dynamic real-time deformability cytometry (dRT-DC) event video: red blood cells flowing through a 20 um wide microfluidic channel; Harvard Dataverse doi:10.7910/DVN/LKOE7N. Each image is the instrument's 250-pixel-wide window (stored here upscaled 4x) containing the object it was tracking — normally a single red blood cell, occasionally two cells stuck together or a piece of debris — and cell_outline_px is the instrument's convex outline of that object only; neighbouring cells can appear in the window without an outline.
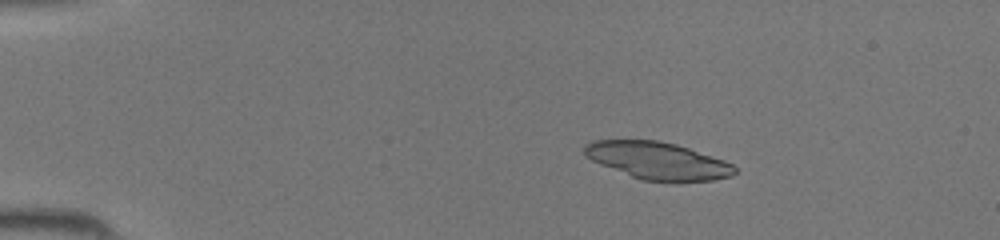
{"species": "common noctule bat (a hibernating species)", "species_latin": "Nyctalus noctula", "temperature_condition": "room temperature", "stored_images_in_passage": 42, "camera_frame_rate_fps": 3000, "um_per_image_px": 0.085, "animal": {"sex": "female", "body_mass_g": 19.5, "forearm_length_mm": 54.1}, "frame": {"image": 1, "passage_image": 6, "time_ms": 1.667, "image_size_px": [1000, 240], "cell_outline_px": [[736, 172], [732, 176], [712, 180], [644, 180], [632, 176], [600, 164], [584, 156], [584, 144], [592, 140], [656, 140], [676, 144], [724, 160], [732, 164], [736, 168]], "centroid_in_image_um": [55.87, 13.63], "position_along_channel_um": 29.1, "area_um2": 32.08}}
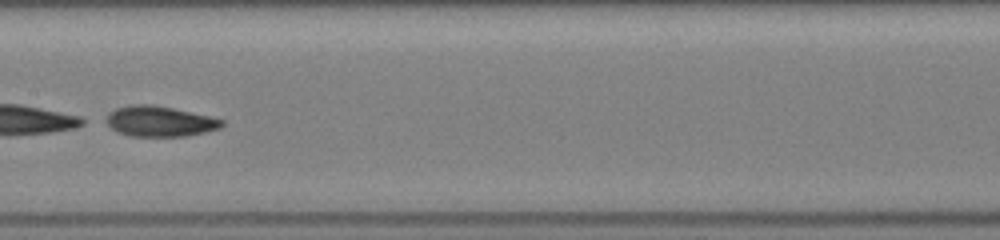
{"frame": {"image": 2, "passage_image": 22, "time_ms": 7.0, "image_size_px": [1000, 240], "cell_outline_px": [[224, 124], [220, 128], [204, 132], [184, 136], [128, 136], [116, 132], [100, 120], [108, 112], [116, 108], [132, 104], [152, 104], [172, 108], [208, 116], [224, 120]], "centroid_in_image_um": [13.45, 10.31], "position_along_channel_um": 193.9, "area_um2": 20.81}}